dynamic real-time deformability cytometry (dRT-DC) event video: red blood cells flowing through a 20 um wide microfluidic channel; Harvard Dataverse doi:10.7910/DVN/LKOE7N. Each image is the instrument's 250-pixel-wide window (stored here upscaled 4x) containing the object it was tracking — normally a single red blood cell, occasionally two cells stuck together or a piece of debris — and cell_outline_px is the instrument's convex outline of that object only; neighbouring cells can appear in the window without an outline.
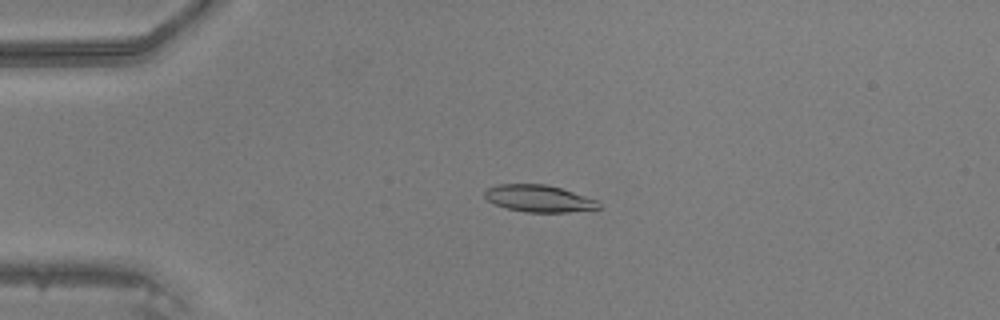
{"species": "common noctule bat (a hibernating species)", "species_latin": "Nyctalus noctula", "temperature_condition": "warm", "stored_images_in_passage": 48, "camera_frame_rate_fps": 3000, "um_per_image_px": 0.085, "animal": {"sex": "male", "body_mass_g": 20.5, "forearm_length_mm": 52.5}, "frame": {"image": 1, "passage_image": 12, "time_ms": 3.667, "image_size_px": [1000, 320], "cell_outline_px": [[600, 208], [568, 212], [528, 212], [508, 208], [496, 204], [488, 200], [484, 196], [484, 192], [488, 188], [496, 184], [544, 184], [560, 188], [596, 200], [600, 204]], "centroid_in_image_um": [45.78, 16.87], "position_along_channel_um": 39.2, "area_um2": 17.57}}
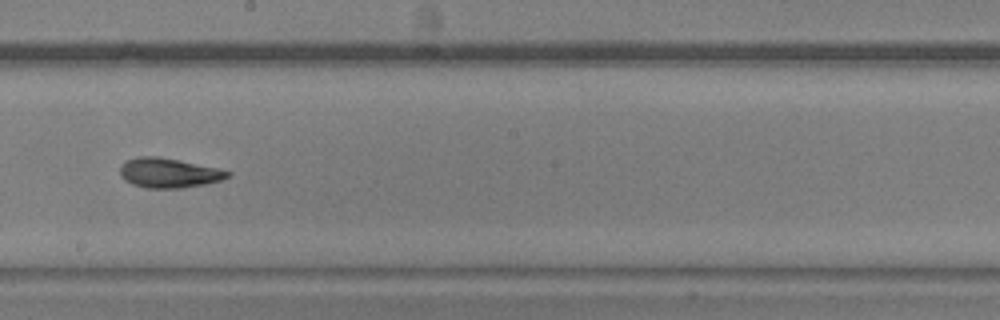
{"frame": {"image": 2, "passage_image": 28, "time_ms": 9.0, "image_size_px": [1000, 320], "cell_outline_px": [[232, 172], [228, 176], [220, 180], [204, 184], [180, 188], [148, 188], [132, 184], [124, 180], [120, 176], [120, 164], [128, 160], [140, 156], [156, 156], [216, 168]], "centroid_in_image_um": [14.28, 14.7], "position_along_channel_um": 233.9, "area_um2": 18.26}}
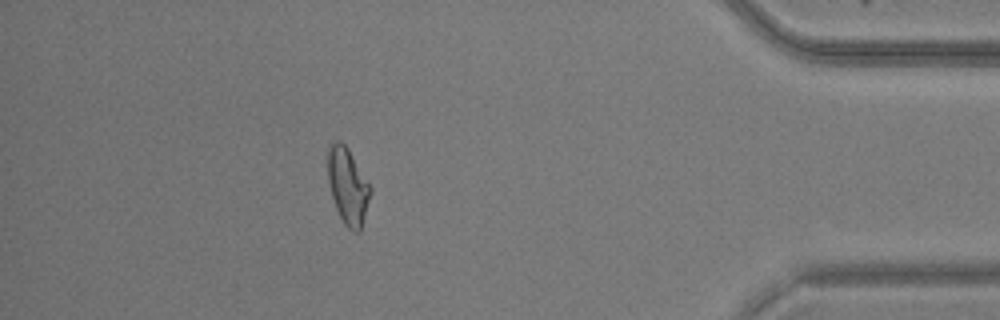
{"frame": {"image": 3, "passage_image": 43, "time_ms": 14.0, "image_size_px": [1000, 320], "cell_outline_px": [[372, 192], [360, 232], [352, 232], [344, 224], [336, 208], [328, 184], [328, 148], [336, 140], [340, 140], [348, 148], [372, 188]], "centroid_in_image_um": [29.57, 15.84], "position_along_channel_um": 405.6, "area_um2": 18.96}}